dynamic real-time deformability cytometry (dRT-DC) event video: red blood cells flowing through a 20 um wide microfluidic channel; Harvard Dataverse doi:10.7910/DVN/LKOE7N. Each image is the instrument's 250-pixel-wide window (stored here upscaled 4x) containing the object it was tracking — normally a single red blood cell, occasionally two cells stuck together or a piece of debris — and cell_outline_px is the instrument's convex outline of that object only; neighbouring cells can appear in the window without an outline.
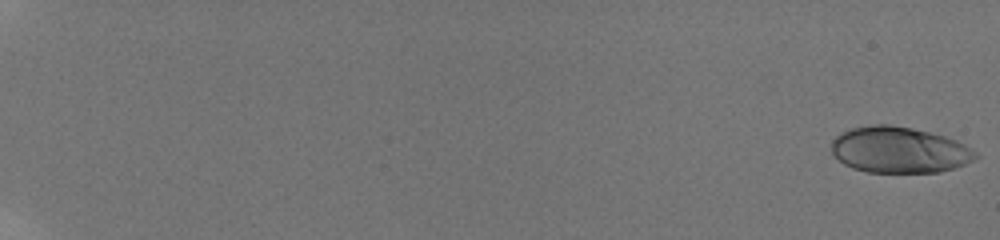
{"species": "human", "species_latin": "Homo sapiens", "temperature_condition": "room temperature", "stored_images_in_passage": 58, "camera_frame_rate_fps": 3000, "um_per_image_px": 0.085, "donor": {"sex": "male"}, "frame": {"image": 1, "passage_image": 1, "time_ms": 0.0, "image_size_px": [1000, 240], "cell_outline_px": [[980, 156], [976, 160], [940, 172], [868, 172], [852, 168], [844, 164], [832, 152], [832, 140], [840, 132], [852, 128], [872, 124], [888, 124], [912, 128], [944, 136], [956, 140], [964, 144], [976, 152]], "centroid_in_image_um": [76.43, 12.74], "position_along_channel_um": 8.6, "area_um2": 38.67}}
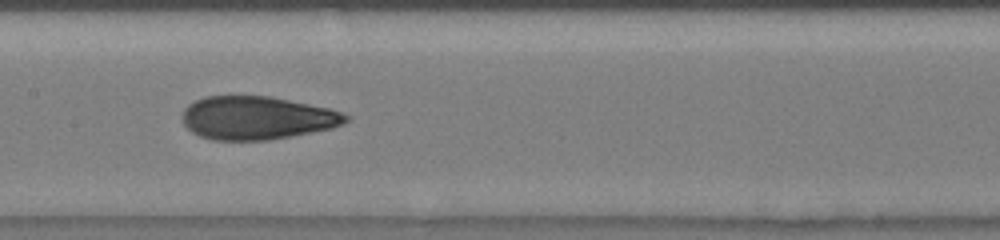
{"frame": {"image": 2, "passage_image": 34, "time_ms": 11.0, "image_size_px": [1000, 240], "cell_outline_px": [[348, 120], [344, 124], [332, 128], [292, 136], [268, 140], [212, 140], [200, 136], [192, 132], [184, 124], [180, 116], [184, 108], [188, 104], [204, 96], [272, 96], [328, 108], [344, 112], [348, 116]], "centroid_in_image_um": [21.82, 10.02], "position_along_channel_um": 185.6, "area_um2": 41.44}}
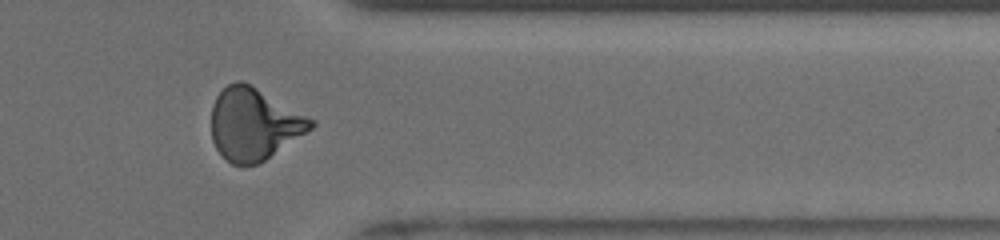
{"frame": {"image": 3, "passage_image": 50, "time_ms": 16.333, "image_size_px": [1000, 240], "cell_outline_px": [[316, 124], [312, 128], [260, 164], [232, 164], [216, 148], [212, 140], [212, 104], [216, 96], [228, 84], [236, 80], [240, 80], [256, 88], [316, 120]], "centroid_in_image_um": [21.59, 10.55], "position_along_channel_um": 389.8, "area_um2": 41.33}, "authors_computed_cell_mechanics": {"area_um2": 40.2577, "velocity_mm_per_s": 3.8899, "shape_relaxation_time_tau1_ms": 8.6924, "shape_relaxation_time_tau2_ms": 1.2212, "deformation_change_tau1": 0.2632, "deformation_change_tau2": 0.0788}}